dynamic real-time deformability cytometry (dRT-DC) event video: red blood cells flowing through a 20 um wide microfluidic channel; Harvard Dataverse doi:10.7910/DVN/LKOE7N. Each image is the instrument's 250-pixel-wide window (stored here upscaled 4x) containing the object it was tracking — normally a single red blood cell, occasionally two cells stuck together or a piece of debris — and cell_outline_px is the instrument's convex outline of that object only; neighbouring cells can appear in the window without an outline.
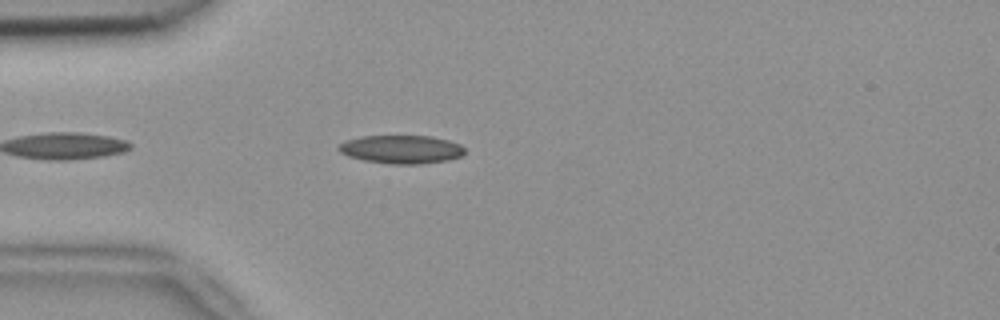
{"species": "common noctule bat (a hibernating species)", "species_latin": "Nyctalus noctula", "temperature_condition": "room temperature", "stored_images_in_passage": 11, "camera_frame_rate_fps": 3000, "um_per_image_px": 0.085, "animal": {"sex": "female", "body_mass_g": 18.4}, "frame": {"image": 1, "passage_image": 4, "time_ms": 1.0, "image_size_px": [1000, 320], "cell_outline_px": [[464, 152], [460, 156], [448, 160], [420, 164], [392, 164], [364, 160], [348, 156], [340, 152], [336, 148], [344, 140], [360, 136], [432, 136], [448, 140], [460, 144], [464, 148]], "centroid_in_image_um": [34.09, 12.69], "position_along_channel_um": 50.9, "area_um2": 20.87}}
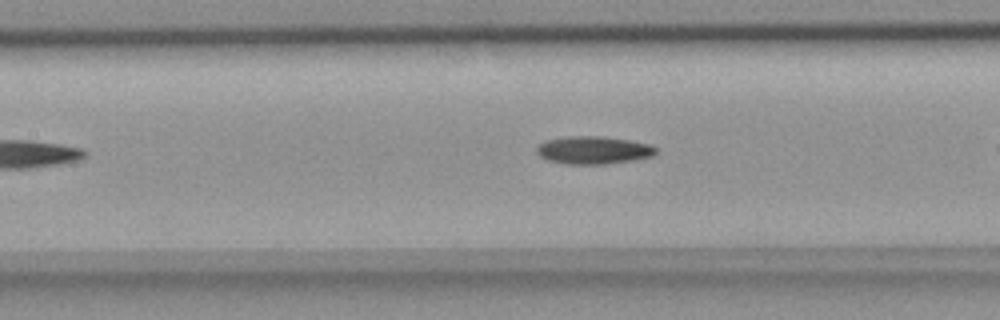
{"frame": {"image": 2, "passage_image": 10, "time_ms": 3.0, "image_size_px": [1000, 320], "cell_outline_px": [[656, 152], [652, 156], [636, 160], [604, 164], [564, 164], [548, 160], [540, 156], [536, 152], [536, 148], [544, 140], [568, 136], [600, 136], [628, 140], [652, 144], [656, 148]], "centroid_in_image_um": [50.44, 12.76], "position_along_channel_um": 157.0, "area_um2": 19.42}}